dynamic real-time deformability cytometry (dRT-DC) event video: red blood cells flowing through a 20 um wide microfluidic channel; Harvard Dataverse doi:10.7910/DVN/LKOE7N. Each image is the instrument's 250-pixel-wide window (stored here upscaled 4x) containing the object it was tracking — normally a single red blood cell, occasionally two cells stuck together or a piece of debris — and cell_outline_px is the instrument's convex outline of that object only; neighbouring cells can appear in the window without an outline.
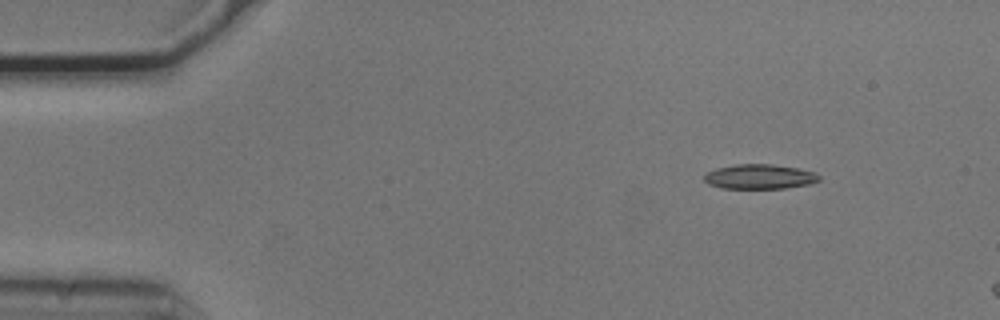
{"species": "common noctule bat (a hibernating species)", "species_latin": "Nyctalus noctula", "temperature_condition": "cold", "stored_images_in_passage": 10, "camera_frame_rate_fps": 3000, "um_per_image_px": 0.085, "animal": {"sex": "male", "body_mass_g": 20.5, "forearm_length_mm": 52.5}, "frame": {"image": 1, "passage_image": 4, "time_ms": 1.0, "image_size_px": [1000, 320], "cell_outline_px": [[820, 180], [808, 184], [784, 188], [720, 188], [708, 184], [704, 180], [704, 176], [708, 172], [716, 168], [736, 164], [772, 164], [796, 168], [816, 172], [820, 176]], "centroid_in_image_um": [64.56, 15.01], "position_along_channel_um": 20.4, "area_um2": 16.47}}